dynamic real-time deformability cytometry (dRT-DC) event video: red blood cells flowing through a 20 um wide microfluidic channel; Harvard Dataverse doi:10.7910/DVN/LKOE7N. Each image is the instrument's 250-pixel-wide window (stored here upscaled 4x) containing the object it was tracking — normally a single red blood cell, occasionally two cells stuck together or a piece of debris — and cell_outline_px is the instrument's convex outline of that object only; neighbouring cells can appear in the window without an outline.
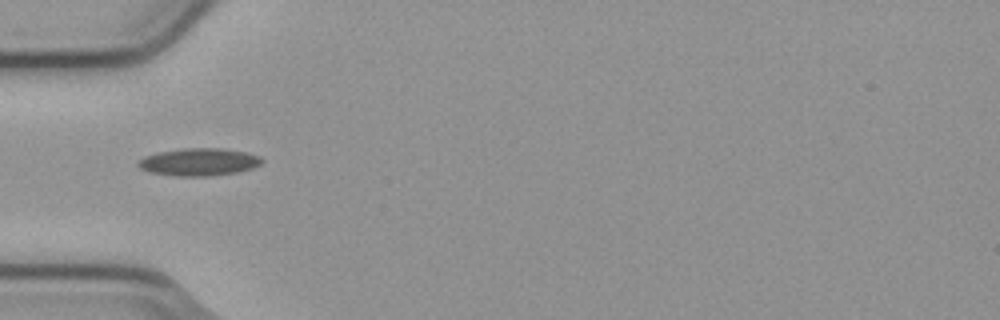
{"species": "common noctule bat (a hibernating species)", "species_latin": "Nyctalus noctula", "temperature_condition": "cold", "stored_images_in_passage": 3, "camera_frame_rate_fps": 3000, "um_per_image_px": 0.085, "animal": {"sex": "male", "body_mass_g": 23.1, "forearm_length_mm": 52.7}, "frame": {"image": 1, "passage_image": 1, "time_ms": 0.0, "image_size_px": [1000, 320], "cell_outline_px": [[264, 160], [260, 164], [252, 168], [236, 172], [212, 176], [176, 176], [148, 172], [140, 168], [136, 164], [144, 156], [160, 152], [184, 148], [220, 148], [244, 152], [260, 156]], "centroid_in_image_um": [16.9, 13.77], "position_along_channel_um": 68.1, "area_um2": 19.77}}
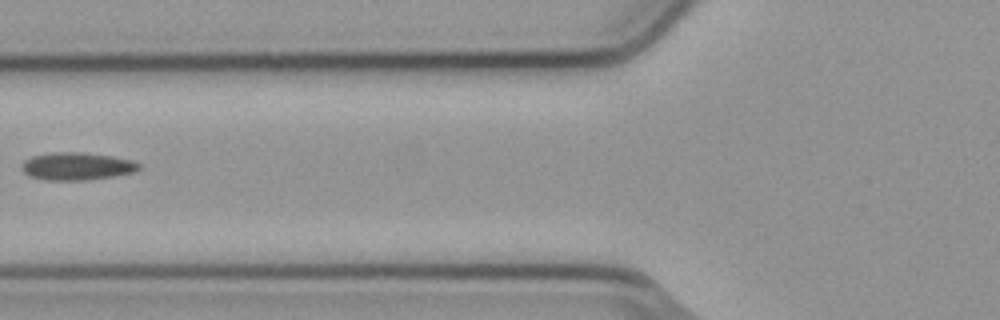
{"frame": {"image": 2, "passage_image": 2, "time_ms": 0.333, "image_size_px": [1000, 320], "cell_outline_px": [[140, 168], [136, 172], [88, 180], [48, 180], [28, 176], [20, 168], [20, 164], [24, 160], [32, 156], [52, 152], [84, 152], [112, 156], [136, 160], [140, 164]], "centroid_in_image_um": [6.54, 14.12], "position_along_channel_um": 119.3, "area_um2": 19.19}}
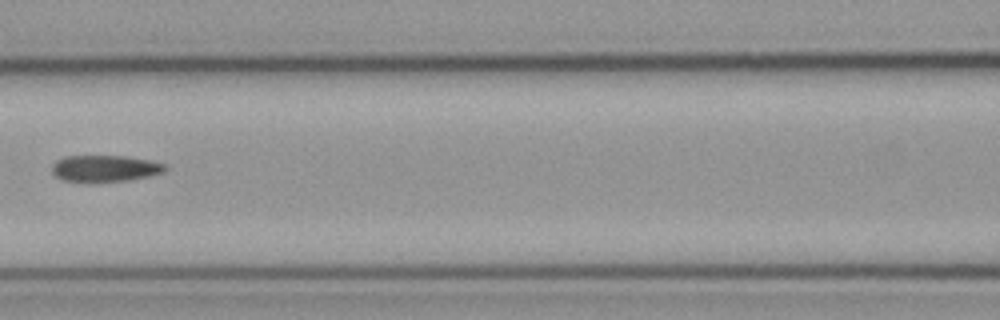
{"frame": {"image": 3, "passage_image": 3, "time_ms": 0.667, "image_size_px": [1000, 320], "cell_outline_px": [[168, 168], [160, 172], [148, 176], [128, 180], [60, 180], [52, 172], [52, 164], [56, 160], [64, 156], [124, 156], [148, 160], [164, 164]], "centroid_in_image_um": [8.87, 14.28], "position_along_channel_um": 157.7, "area_um2": 16.88}}